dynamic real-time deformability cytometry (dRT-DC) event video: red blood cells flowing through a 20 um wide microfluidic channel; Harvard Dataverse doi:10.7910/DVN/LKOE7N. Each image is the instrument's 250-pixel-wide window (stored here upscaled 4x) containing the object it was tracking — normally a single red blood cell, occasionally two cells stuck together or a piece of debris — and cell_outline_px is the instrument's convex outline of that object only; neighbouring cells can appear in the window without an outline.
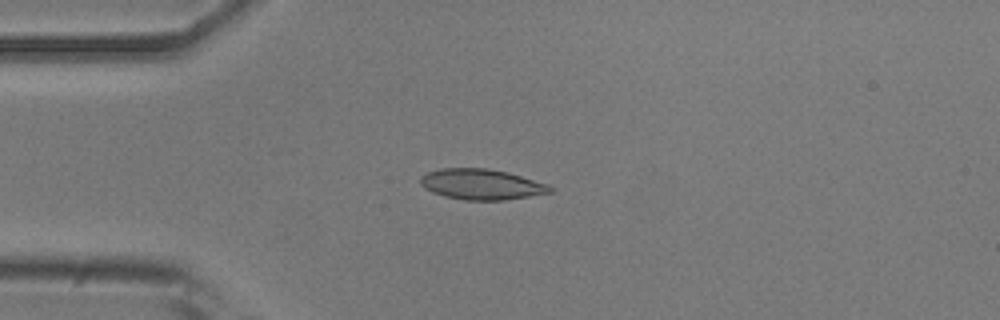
{"species": "common noctule bat (a hibernating species)", "species_latin": "Nyctalus noctula", "temperature_condition": "room temperature", "stored_images_in_passage": 51, "camera_frame_rate_fps": 3000, "um_per_image_px": 0.085, "animal": {"sex": "male", "body_mass_g": 20.5, "forearm_length_mm": 52.5}, "frame": {"image": 1, "passage_image": 12, "time_ms": 3.667, "image_size_px": [1000, 320], "cell_outline_px": [[552, 192], [504, 200], [464, 200], [444, 196], [432, 192], [424, 188], [420, 184], [420, 176], [428, 172], [440, 168], [488, 168], [508, 172], [548, 184], [552, 188]], "centroid_in_image_um": [40.89, 15.66], "position_along_channel_um": 44.1, "area_um2": 23.12}}
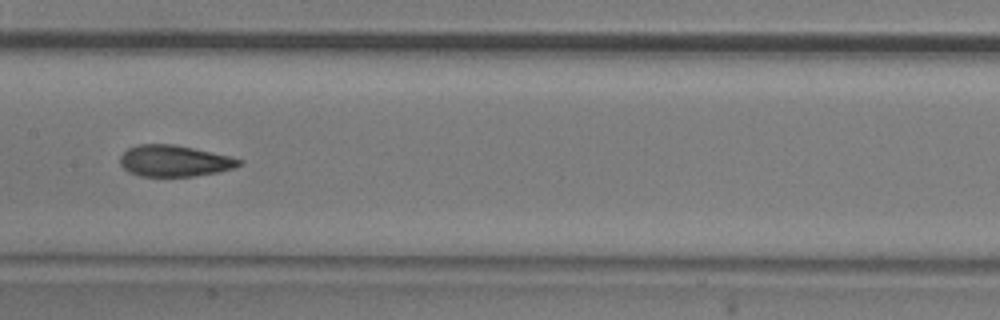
{"frame": {"image": 2, "passage_image": 25, "time_ms": 8.0, "image_size_px": [1000, 320], "cell_outline_px": [[244, 164], [232, 168], [216, 172], [192, 176], [140, 176], [128, 172], [120, 164], [120, 156], [128, 148], [136, 144], [172, 144], [192, 148], [228, 156], [244, 160]], "centroid_in_image_um": [14.79, 13.67], "position_along_channel_um": 192.6, "area_um2": 21.56}}
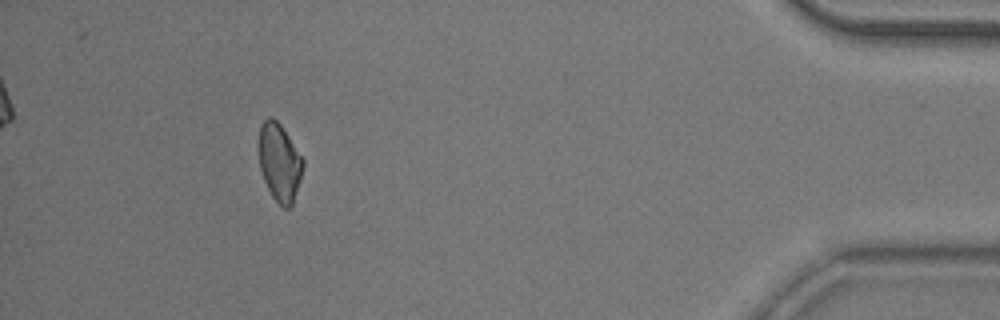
{"frame": {"image": 3, "passage_image": 47, "time_ms": 15.333, "image_size_px": [1000, 320], "cell_outline_px": [[304, 164], [300, 180], [292, 204], [288, 208], [284, 208], [272, 196], [264, 180], [260, 168], [260, 128], [264, 120], [268, 116], [272, 116], [280, 124], [304, 160]], "centroid_in_image_um": [23.77, 13.79], "position_along_channel_um": 411.4, "area_um2": 19.54}, "authors_computed_cell_mechanics": {"area_um2": 21.7328, "velocity_mm_per_s": 3.8237, "shape_relaxation_time_tau1_ms": 5.5936, "shape_relaxation_time_tau2_ms": 2.5218, "deformation_change_tau1": 0.14, "deformation_change_tau2": 0.0697}}